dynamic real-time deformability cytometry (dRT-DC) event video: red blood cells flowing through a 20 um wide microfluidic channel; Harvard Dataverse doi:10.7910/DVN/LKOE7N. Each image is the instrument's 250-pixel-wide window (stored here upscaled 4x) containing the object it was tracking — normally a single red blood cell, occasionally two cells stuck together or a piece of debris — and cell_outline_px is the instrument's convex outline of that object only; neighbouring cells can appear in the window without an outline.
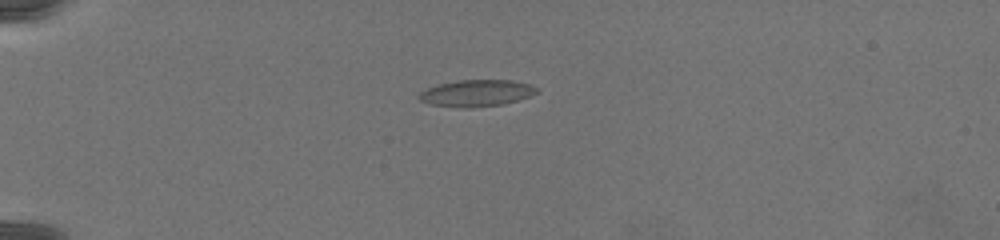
{"species": "common noctule bat (a hibernating species)", "species_latin": "Nyctalus noctula", "temperature_condition": "warm", "stored_images_in_passage": 39, "camera_frame_rate_fps": 3000, "um_per_image_px": 0.085, "animal": {"sex": "female", "body_mass_g": 19.5, "forearm_length_mm": 54.1}, "frame": {"image": 1, "passage_image": 1, "time_ms": 0.0, "image_size_px": [1000, 240], "cell_outline_px": [[540, 92], [516, 100], [500, 104], [464, 108], [432, 104], [420, 100], [416, 96], [420, 92], [428, 88], [440, 84], [460, 80], [512, 80], [528, 84], [540, 88]], "centroid_in_image_um": [40.52, 7.9], "position_along_channel_um": 44.5, "area_um2": 17.98}}
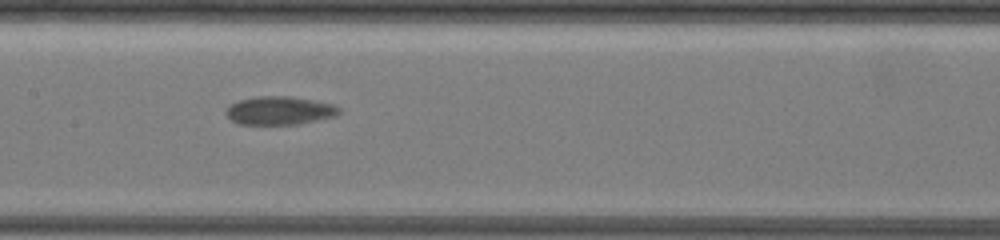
{"frame": {"image": 2, "passage_image": 21, "time_ms": 6.667, "image_size_px": [1000, 240], "cell_outline_px": [[340, 112], [336, 116], [296, 124], [240, 124], [232, 120], [224, 112], [232, 104], [240, 100], [260, 96], [288, 96], [312, 100], [332, 104], [340, 108]], "centroid_in_image_um": [23.77, 9.4], "position_along_channel_um": 183.6, "area_um2": 18.32}}
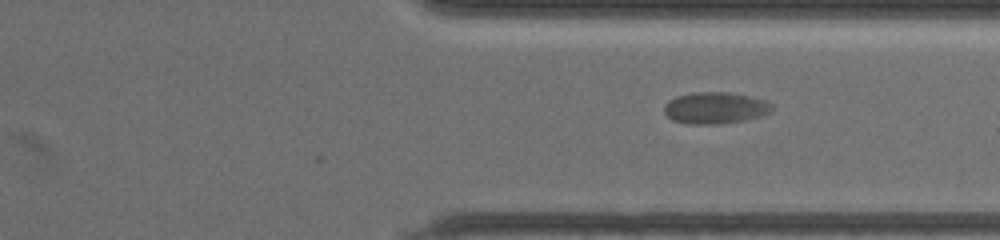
{"frame": {"image": 3, "passage_image": 39, "time_ms": 12.667, "image_size_px": [1000, 240], "cell_outline_px": [[772, 112], [760, 116], [744, 120], [720, 124], [688, 124], [672, 120], [664, 112], [664, 104], [668, 100], [676, 96], [696, 92], [728, 92], [752, 96], [764, 100], [772, 104]], "centroid_in_image_um": [60.79, 9.17], "position_along_channel_um": 350.6, "area_um2": 20.0}}